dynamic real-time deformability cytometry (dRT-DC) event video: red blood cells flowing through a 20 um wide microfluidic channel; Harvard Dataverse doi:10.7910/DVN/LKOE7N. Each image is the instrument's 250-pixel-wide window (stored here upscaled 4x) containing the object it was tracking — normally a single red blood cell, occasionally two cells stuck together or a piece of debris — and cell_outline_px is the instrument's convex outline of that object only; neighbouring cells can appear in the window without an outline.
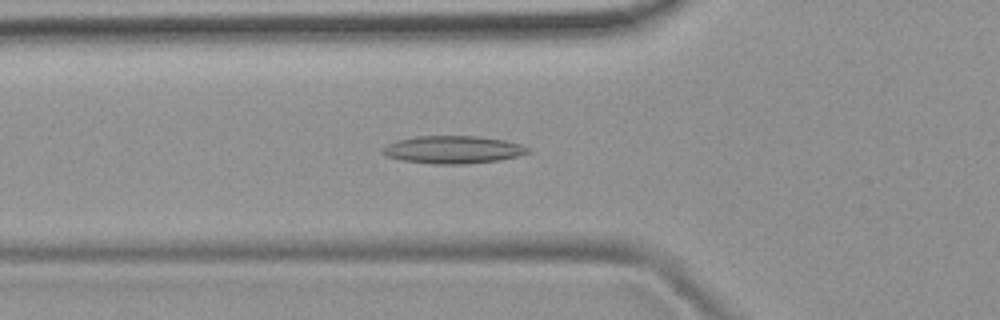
{"species": "common noctule bat (a hibernating species)", "species_latin": "Nyctalus noctula", "temperature_condition": "room temperature", "stored_images_in_passage": 39, "camera_frame_rate_fps": 3000, "um_per_image_px": 0.085, "animal": {"sex": "female", "body_mass_g": 19.9}, "frame": {"image": 1, "passage_image": 12, "time_ms": 3.667, "image_size_px": [1000, 320], "cell_outline_px": [[528, 152], [516, 156], [500, 160], [464, 164], [436, 164], [400, 160], [388, 156], [380, 152], [380, 148], [396, 140], [416, 136], [476, 136], [504, 140], [520, 144], [528, 148]], "centroid_in_image_um": [38.44, 12.72], "position_along_channel_um": 87.4, "area_um2": 23.35}}
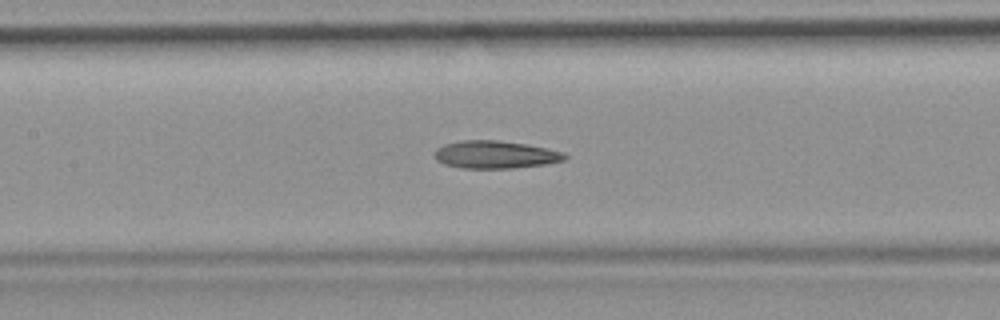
{"frame": {"image": 2, "passage_image": 18, "time_ms": 5.667, "image_size_px": [1000, 320], "cell_outline_px": [[568, 156], [564, 160], [544, 164], [516, 168], [464, 168], [444, 164], [436, 160], [436, 148], [444, 144], [464, 140], [496, 140], [528, 144], [548, 148], [564, 152]], "centroid_in_image_um": [42.13, 13.14], "position_along_channel_um": 165.3, "area_um2": 20.98}}
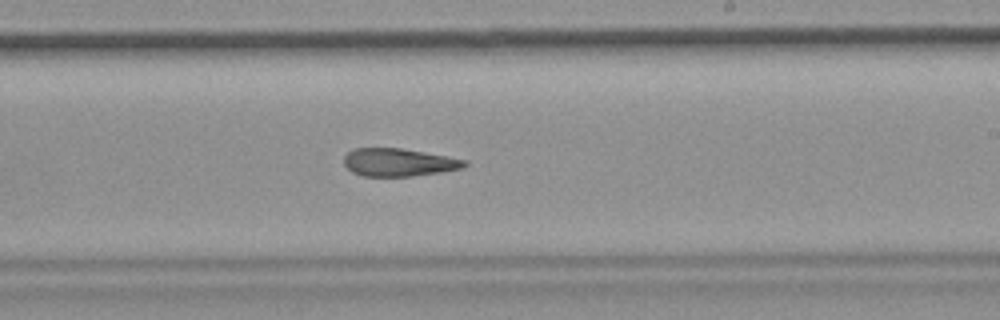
{"frame": {"image": 3, "passage_image": 25, "time_ms": 8.0, "image_size_px": [1000, 320], "cell_outline_px": [[468, 164], [464, 168], [440, 172], [412, 176], [364, 176], [352, 172], [344, 164], [344, 156], [348, 152], [356, 148], [400, 148], [448, 156], [468, 160]], "centroid_in_image_um": [33.92, 13.8], "position_along_channel_um": 255.1, "area_um2": 19.59}}